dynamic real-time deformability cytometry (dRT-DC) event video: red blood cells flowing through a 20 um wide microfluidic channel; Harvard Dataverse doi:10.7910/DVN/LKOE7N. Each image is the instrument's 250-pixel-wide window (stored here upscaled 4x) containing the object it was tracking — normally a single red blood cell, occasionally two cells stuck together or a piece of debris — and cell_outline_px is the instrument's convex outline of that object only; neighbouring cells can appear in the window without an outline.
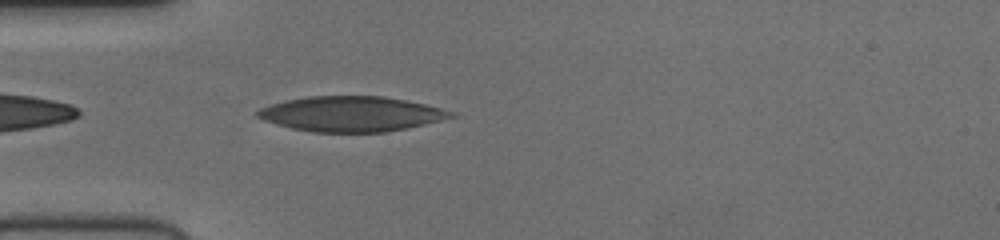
{"species": "human", "species_latin": "Homo sapiens", "temperature_condition": "cold", "stored_images_in_passage": 39, "camera_frame_rate_fps": 3000, "um_per_image_px": 0.085, "donor": {"sex": "female"}, "frame": {"image": 1, "passage_image": 2, "time_ms": 0.333, "image_size_px": [1000, 240], "cell_outline_px": [[456, 116], [424, 124], [384, 132], [312, 132], [292, 128], [276, 124], [264, 120], [256, 116], [252, 112], [260, 108], [272, 104], [288, 100], [308, 96], [384, 96], [424, 104], [456, 112]], "centroid_in_image_um": [29.82, 9.68], "position_along_channel_um": 55.2, "area_um2": 39.36}}
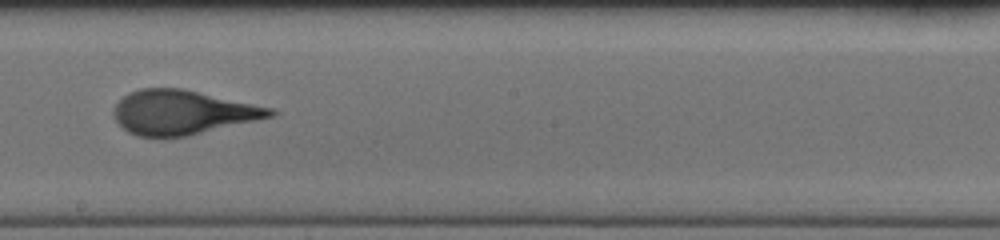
{"frame": {"image": 2, "passage_image": 16, "time_ms": 5.0, "image_size_px": [1000, 240], "cell_outline_px": [[280, 112], [272, 116], [256, 120], [188, 136], [136, 136], [128, 132], [116, 120], [112, 112], [116, 104], [128, 92], [140, 88], [180, 88], [272, 108]], "centroid_in_image_um": [15.49, 9.55], "position_along_channel_um": 232.7, "area_um2": 39.88}}
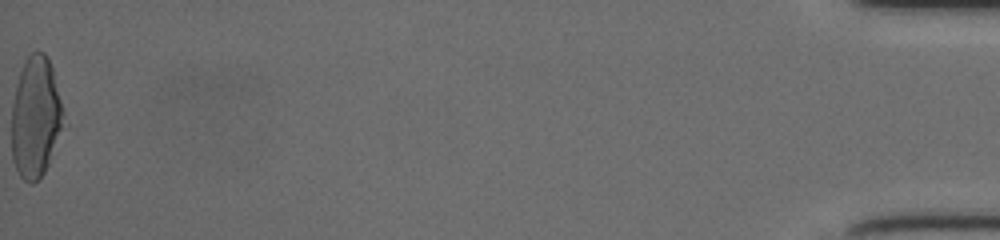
{"frame": {"image": 3, "passage_image": 39, "time_ms": 12.667, "image_size_px": [1000, 240], "cell_outline_px": [[68, 124], [44, 172], [32, 184], [28, 184], [20, 176], [12, 160], [12, 104], [16, 84], [20, 72], [28, 56], [32, 52], [44, 52], [52, 68]], "centroid_in_image_um": [3.07, 10.01], "position_along_channel_um": 432.1, "area_um2": 37.22}}